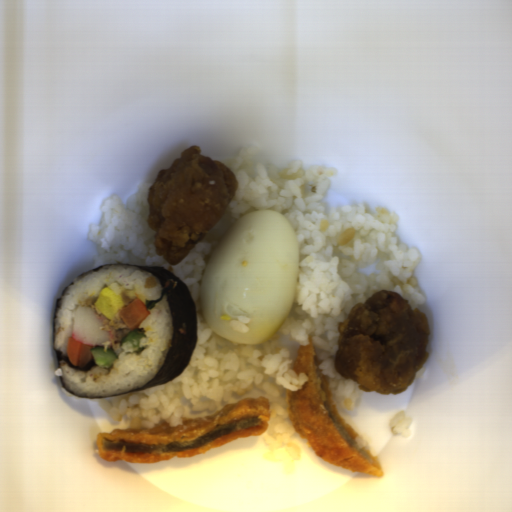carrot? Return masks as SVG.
Listing matches in <instances>:
<instances>
[{
	"label": "carrot",
	"mask_w": 512,
	"mask_h": 512,
	"mask_svg": "<svg viewBox=\"0 0 512 512\" xmlns=\"http://www.w3.org/2000/svg\"><path fill=\"white\" fill-rule=\"evenodd\" d=\"M149 314L144 302L133 299L124 308L117 312V317L130 329H136Z\"/></svg>",
	"instance_id": "1"
},
{
	"label": "carrot",
	"mask_w": 512,
	"mask_h": 512,
	"mask_svg": "<svg viewBox=\"0 0 512 512\" xmlns=\"http://www.w3.org/2000/svg\"><path fill=\"white\" fill-rule=\"evenodd\" d=\"M91 347L75 342L73 336L68 338L66 354L71 365L86 367L94 357L91 353Z\"/></svg>",
	"instance_id": "2"
}]
</instances>
